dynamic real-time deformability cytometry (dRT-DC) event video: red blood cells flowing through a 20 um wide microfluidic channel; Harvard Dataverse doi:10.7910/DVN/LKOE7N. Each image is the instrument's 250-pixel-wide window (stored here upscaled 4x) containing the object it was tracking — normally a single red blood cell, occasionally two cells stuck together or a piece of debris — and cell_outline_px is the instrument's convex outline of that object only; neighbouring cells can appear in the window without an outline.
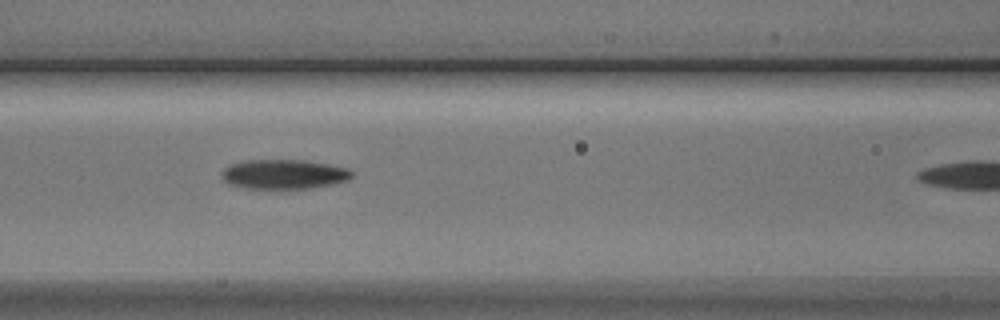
{"species": "Egyptian fruit bat (a non-hibernating species)", "species_latin": "Rousettus aegyptiacus", "temperature_condition": "cold", "stored_images_in_passage": 6, "segment_of_instrument_passage": [1, 2], "camera_frame_rate_fps": 3000, "um_per_image_px": 0.085, "animal": {"sex": "male"}, "frame": {"image": 1, "passage_image": 4, "time_ms": 4.667, "image_size_px": [1000, 320], "cell_outline_px": [[352, 176], [348, 180], [332, 184], [308, 188], [244, 188], [228, 184], [224, 180], [220, 172], [224, 168], [232, 164], [248, 160], [304, 160], [328, 164], [348, 168], [352, 172]], "centroid_in_image_um": [24.11, 14.8], "position_along_channel_um": 142.5, "area_um2": 22.25}}
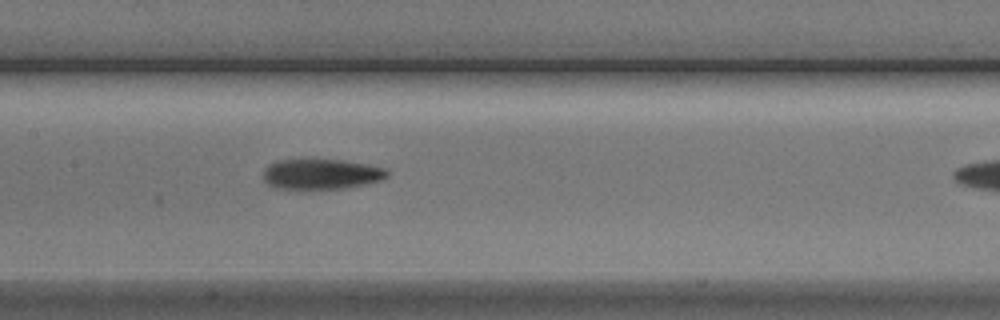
{"frame": {"image": 2, "passage_image": 5, "time_ms": 5.667, "image_size_px": [1000, 320], "cell_outline_px": [[388, 176], [380, 180], [364, 184], [344, 188], [276, 188], [268, 184], [264, 180], [264, 168], [268, 164], [276, 160], [304, 156], [344, 160], [384, 168], [388, 172]], "centroid_in_image_um": [27.23, 14.73], "position_along_channel_um": 180.2, "area_um2": 22.48}}